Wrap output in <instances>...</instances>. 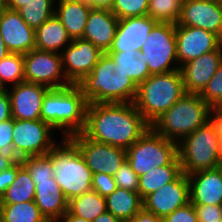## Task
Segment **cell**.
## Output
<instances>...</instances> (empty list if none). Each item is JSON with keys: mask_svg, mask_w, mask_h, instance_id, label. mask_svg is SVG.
<instances>
[{"mask_svg": "<svg viewBox=\"0 0 222 222\" xmlns=\"http://www.w3.org/2000/svg\"><path fill=\"white\" fill-rule=\"evenodd\" d=\"M150 127L132 103L88 104L86 138L127 150Z\"/></svg>", "mask_w": 222, "mask_h": 222, "instance_id": "1", "label": "cell"}, {"mask_svg": "<svg viewBox=\"0 0 222 222\" xmlns=\"http://www.w3.org/2000/svg\"><path fill=\"white\" fill-rule=\"evenodd\" d=\"M87 106L88 101L77 84L50 89L43 99L41 120L54 130H61L62 138H68L84 130Z\"/></svg>", "mask_w": 222, "mask_h": 222, "instance_id": "2", "label": "cell"}, {"mask_svg": "<svg viewBox=\"0 0 222 222\" xmlns=\"http://www.w3.org/2000/svg\"><path fill=\"white\" fill-rule=\"evenodd\" d=\"M114 68V61L104 53L90 74L77 84L88 104L135 101L138 86L129 76L114 74Z\"/></svg>", "mask_w": 222, "mask_h": 222, "instance_id": "3", "label": "cell"}, {"mask_svg": "<svg viewBox=\"0 0 222 222\" xmlns=\"http://www.w3.org/2000/svg\"><path fill=\"white\" fill-rule=\"evenodd\" d=\"M213 109L200 94L185 93L150 127L166 139L179 142L213 117Z\"/></svg>", "mask_w": 222, "mask_h": 222, "instance_id": "4", "label": "cell"}, {"mask_svg": "<svg viewBox=\"0 0 222 222\" xmlns=\"http://www.w3.org/2000/svg\"><path fill=\"white\" fill-rule=\"evenodd\" d=\"M186 93L180 70L150 75L138 86L134 104L151 125Z\"/></svg>", "mask_w": 222, "mask_h": 222, "instance_id": "5", "label": "cell"}, {"mask_svg": "<svg viewBox=\"0 0 222 222\" xmlns=\"http://www.w3.org/2000/svg\"><path fill=\"white\" fill-rule=\"evenodd\" d=\"M52 149V166L56 182L68 201L92 190L93 173L77 147L62 138Z\"/></svg>", "mask_w": 222, "mask_h": 222, "instance_id": "6", "label": "cell"}, {"mask_svg": "<svg viewBox=\"0 0 222 222\" xmlns=\"http://www.w3.org/2000/svg\"><path fill=\"white\" fill-rule=\"evenodd\" d=\"M218 132L217 118L213 115L204 125L178 142V158L183 173L190 175L220 166Z\"/></svg>", "mask_w": 222, "mask_h": 222, "instance_id": "7", "label": "cell"}, {"mask_svg": "<svg viewBox=\"0 0 222 222\" xmlns=\"http://www.w3.org/2000/svg\"><path fill=\"white\" fill-rule=\"evenodd\" d=\"M126 160L138 175L165 165H181L178 142L157 134L151 127L126 150Z\"/></svg>", "mask_w": 222, "mask_h": 222, "instance_id": "8", "label": "cell"}, {"mask_svg": "<svg viewBox=\"0 0 222 222\" xmlns=\"http://www.w3.org/2000/svg\"><path fill=\"white\" fill-rule=\"evenodd\" d=\"M175 29L174 23L157 22L146 38L140 52L151 75L180 70Z\"/></svg>", "mask_w": 222, "mask_h": 222, "instance_id": "9", "label": "cell"}, {"mask_svg": "<svg viewBox=\"0 0 222 222\" xmlns=\"http://www.w3.org/2000/svg\"><path fill=\"white\" fill-rule=\"evenodd\" d=\"M54 129L41 119H14L12 144L20 159L48 154L59 142L54 141Z\"/></svg>", "mask_w": 222, "mask_h": 222, "instance_id": "10", "label": "cell"}, {"mask_svg": "<svg viewBox=\"0 0 222 222\" xmlns=\"http://www.w3.org/2000/svg\"><path fill=\"white\" fill-rule=\"evenodd\" d=\"M24 78L50 89L71 85L63 71L61 54L38 49L24 54Z\"/></svg>", "mask_w": 222, "mask_h": 222, "instance_id": "11", "label": "cell"}, {"mask_svg": "<svg viewBox=\"0 0 222 222\" xmlns=\"http://www.w3.org/2000/svg\"><path fill=\"white\" fill-rule=\"evenodd\" d=\"M68 139L77 147L93 174L114 175L126 160V150L100 143L76 133Z\"/></svg>", "mask_w": 222, "mask_h": 222, "instance_id": "12", "label": "cell"}, {"mask_svg": "<svg viewBox=\"0 0 222 222\" xmlns=\"http://www.w3.org/2000/svg\"><path fill=\"white\" fill-rule=\"evenodd\" d=\"M103 54L104 52L90 41L73 39L61 52L62 67L67 80L71 84H78L90 74Z\"/></svg>", "mask_w": 222, "mask_h": 222, "instance_id": "13", "label": "cell"}, {"mask_svg": "<svg viewBox=\"0 0 222 222\" xmlns=\"http://www.w3.org/2000/svg\"><path fill=\"white\" fill-rule=\"evenodd\" d=\"M190 202V185L185 173L143 199V208L163 219Z\"/></svg>", "mask_w": 222, "mask_h": 222, "instance_id": "14", "label": "cell"}, {"mask_svg": "<svg viewBox=\"0 0 222 222\" xmlns=\"http://www.w3.org/2000/svg\"><path fill=\"white\" fill-rule=\"evenodd\" d=\"M177 62L181 67L205 53L216 51L221 46V38L213 32L176 24Z\"/></svg>", "mask_w": 222, "mask_h": 222, "instance_id": "15", "label": "cell"}, {"mask_svg": "<svg viewBox=\"0 0 222 222\" xmlns=\"http://www.w3.org/2000/svg\"><path fill=\"white\" fill-rule=\"evenodd\" d=\"M178 25L192 26L222 37V1L183 0Z\"/></svg>", "mask_w": 222, "mask_h": 222, "instance_id": "16", "label": "cell"}, {"mask_svg": "<svg viewBox=\"0 0 222 222\" xmlns=\"http://www.w3.org/2000/svg\"><path fill=\"white\" fill-rule=\"evenodd\" d=\"M0 34L9 53L24 55L36 49L35 30L17 10L4 8L0 11Z\"/></svg>", "mask_w": 222, "mask_h": 222, "instance_id": "17", "label": "cell"}, {"mask_svg": "<svg viewBox=\"0 0 222 222\" xmlns=\"http://www.w3.org/2000/svg\"><path fill=\"white\" fill-rule=\"evenodd\" d=\"M7 88L13 119H41V109L45 94L50 88L36 83L21 82Z\"/></svg>", "mask_w": 222, "mask_h": 222, "instance_id": "18", "label": "cell"}, {"mask_svg": "<svg viewBox=\"0 0 222 222\" xmlns=\"http://www.w3.org/2000/svg\"><path fill=\"white\" fill-rule=\"evenodd\" d=\"M156 23L148 15L119 19L115 37L107 52H140Z\"/></svg>", "mask_w": 222, "mask_h": 222, "instance_id": "19", "label": "cell"}, {"mask_svg": "<svg viewBox=\"0 0 222 222\" xmlns=\"http://www.w3.org/2000/svg\"><path fill=\"white\" fill-rule=\"evenodd\" d=\"M222 62V47L180 67L186 93L201 94Z\"/></svg>", "mask_w": 222, "mask_h": 222, "instance_id": "20", "label": "cell"}, {"mask_svg": "<svg viewBox=\"0 0 222 222\" xmlns=\"http://www.w3.org/2000/svg\"><path fill=\"white\" fill-rule=\"evenodd\" d=\"M193 205H222V167L187 175Z\"/></svg>", "mask_w": 222, "mask_h": 222, "instance_id": "21", "label": "cell"}, {"mask_svg": "<svg viewBox=\"0 0 222 222\" xmlns=\"http://www.w3.org/2000/svg\"><path fill=\"white\" fill-rule=\"evenodd\" d=\"M119 19L109 9L92 8L83 37L102 52L107 53L116 34Z\"/></svg>", "mask_w": 222, "mask_h": 222, "instance_id": "22", "label": "cell"}, {"mask_svg": "<svg viewBox=\"0 0 222 222\" xmlns=\"http://www.w3.org/2000/svg\"><path fill=\"white\" fill-rule=\"evenodd\" d=\"M35 183L34 202L48 222H57L68 211L65 197L55 177L48 180H33Z\"/></svg>", "mask_w": 222, "mask_h": 222, "instance_id": "23", "label": "cell"}, {"mask_svg": "<svg viewBox=\"0 0 222 222\" xmlns=\"http://www.w3.org/2000/svg\"><path fill=\"white\" fill-rule=\"evenodd\" d=\"M55 2L57 4L54 15L61 21L68 35L72 40L82 38L92 8L83 0H56Z\"/></svg>", "mask_w": 222, "mask_h": 222, "instance_id": "24", "label": "cell"}, {"mask_svg": "<svg viewBox=\"0 0 222 222\" xmlns=\"http://www.w3.org/2000/svg\"><path fill=\"white\" fill-rule=\"evenodd\" d=\"M35 37L36 49L59 54L72 42L65 27L55 15L35 30Z\"/></svg>", "mask_w": 222, "mask_h": 222, "instance_id": "25", "label": "cell"}, {"mask_svg": "<svg viewBox=\"0 0 222 222\" xmlns=\"http://www.w3.org/2000/svg\"><path fill=\"white\" fill-rule=\"evenodd\" d=\"M115 63L114 74L129 76L139 86L151 74L141 52H107Z\"/></svg>", "mask_w": 222, "mask_h": 222, "instance_id": "26", "label": "cell"}, {"mask_svg": "<svg viewBox=\"0 0 222 222\" xmlns=\"http://www.w3.org/2000/svg\"><path fill=\"white\" fill-rule=\"evenodd\" d=\"M107 211L123 222H129L143 208V199L138 192L117 187L106 197Z\"/></svg>", "mask_w": 222, "mask_h": 222, "instance_id": "27", "label": "cell"}, {"mask_svg": "<svg viewBox=\"0 0 222 222\" xmlns=\"http://www.w3.org/2000/svg\"><path fill=\"white\" fill-rule=\"evenodd\" d=\"M106 211V198L94 190L87 191L68 201V212L89 222Z\"/></svg>", "mask_w": 222, "mask_h": 222, "instance_id": "28", "label": "cell"}, {"mask_svg": "<svg viewBox=\"0 0 222 222\" xmlns=\"http://www.w3.org/2000/svg\"><path fill=\"white\" fill-rule=\"evenodd\" d=\"M182 173L181 165H165L139 176L138 193L142 199L163 185L174 181Z\"/></svg>", "mask_w": 222, "mask_h": 222, "instance_id": "29", "label": "cell"}, {"mask_svg": "<svg viewBox=\"0 0 222 222\" xmlns=\"http://www.w3.org/2000/svg\"><path fill=\"white\" fill-rule=\"evenodd\" d=\"M35 196V183L27 169L22 166L15 180L1 196L0 203H22L33 201Z\"/></svg>", "mask_w": 222, "mask_h": 222, "instance_id": "30", "label": "cell"}, {"mask_svg": "<svg viewBox=\"0 0 222 222\" xmlns=\"http://www.w3.org/2000/svg\"><path fill=\"white\" fill-rule=\"evenodd\" d=\"M0 222H48L33 201L0 203Z\"/></svg>", "mask_w": 222, "mask_h": 222, "instance_id": "31", "label": "cell"}, {"mask_svg": "<svg viewBox=\"0 0 222 222\" xmlns=\"http://www.w3.org/2000/svg\"><path fill=\"white\" fill-rule=\"evenodd\" d=\"M56 0H29L17 11L34 30L54 15Z\"/></svg>", "mask_w": 222, "mask_h": 222, "instance_id": "32", "label": "cell"}, {"mask_svg": "<svg viewBox=\"0 0 222 222\" xmlns=\"http://www.w3.org/2000/svg\"><path fill=\"white\" fill-rule=\"evenodd\" d=\"M24 55L10 53L0 61V86L7 89L11 86L24 82Z\"/></svg>", "mask_w": 222, "mask_h": 222, "instance_id": "33", "label": "cell"}, {"mask_svg": "<svg viewBox=\"0 0 222 222\" xmlns=\"http://www.w3.org/2000/svg\"><path fill=\"white\" fill-rule=\"evenodd\" d=\"M183 0H149L147 15L157 22L176 24Z\"/></svg>", "mask_w": 222, "mask_h": 222, "instance_id": "34", "label": "cell"}, {"mask_svg": "<svg viewBox=\"0 0 222 222\" xmlns=\"http://www.w3.org/2000/svg\"><path fill=\"white\" fill-rule=\"evenodd\" d=\"M21 162L33 180H48L55 177L52 166V150L48 154L22 158Z\"/></svg>", "mask_w": 222, "mask_h": 222, "instance_id": "35", "label": "cell"}, {"mask_svg": "<svg viewBox=\"0 0 222 222\" xmlns=\"http://www.w3.org/2000/svg\"><path fill=\"white\" fill-rule=\"evenodd\" d=\"M149 0H114L111 12L118 18L145 16Z\"/></svg>", "mask_w": 222, "mask_h": 222, "instance_id": "36", "label": "cell"}, {"mask_svg": "<svg viewBox=\"0 0 222 222\" xmlns=\"http://www.w3.org/2000/svg\"><path fill=\"white\" fill-rule=\"evenodd\" d=\"M13 128V118L0 123V155L3 158H9L13 163H18L21 159L15 152L12 144Z\"/></svg>", "mask_w": 222, "mask_h": 222, "instance_id": "37", "label": "cell"}, {"mask_svg": "<svg viewBox=\"0 0 222 222\" xmlns=\"http://www.w3.org/2000/svg\"><path fill=\"white\" fill-rule=\"evenodd\" d=\"M200 96L212 109L222 102V62Z\"/></svg>", "mask_w": 222, "mask_h": 222, "instance_id": "38", "label": "cell"}, {"mask_svg": "<svg viewBox=\"0 0 222 222\" xmlns=\"http://www.w3.org/2000/svg\"><path fill=\"white\" fill-rule=\"evenodd\" d=\"M113 178L117 187L133 192L138 191L139 176L131 169L127 160L123 162Z\"/></svg>", "mask_w": 222, "mask_h": 222, "instance_id": "39", "label": "cell"}, {"mask_svg": "<svg viewBox=\"0 0 222 222\" xmlns=\"http://www.w3.org/2000/svg\"><path fill=\"white\" fill-rule=\"evenodd\" d=\"M117 186L112 175L105 173L93 174L92 190L96 191L102 197H107Z\"/></svg>", "mask_w": 222, "mask_h": 222, "instance_id": "40", "label": "cell"}, {"mask_svg": "<svg viewBox=\"0 0 222 222\" xmlns=\"http://www.w3.org/2000/svg\"><path fill=\"white\" fill-rule=\"evenodd\" d=\"M163 222H198L194 205L189 202L162 219Z\"/></svg>", "mask_w": 222, "mask_h": 222, "instance_id": "41", "label": "cell"}, {"mask_svg": "<svg viewBox=\"0 0 222 222\" xmlns=\"http://www.w3.org/2000/svg\"><path fill=\"white\" fill-rule=\"evenodd\" d=\"M198 221L222 219V205H194Z\"/></svg>", "mask_w": 222, "mask_h": 222, "instance_id": "42", "label": "cell"}, {"mask_svg": "<svg viewBox=\"0 0 222 222\" xmlns=\"http://www.w3.org/2000/svg\"><path fill=\"white\" fill-rule=\"evenodd\" d=\"M22 162L14 163L8 169L0 172V198L6 192L7 188L15 180L17 171L22 167Z\"/></svg>", "mask_w": 222, "mask_h": 222, "instance_id": "43", "label": "cell"}, {"mask_svg": "<svg viewBox=\"0 0 222 222\" xmlns=\"http://www.w3.org/2000/svg\"><path fill=\"white\" fill-rule=\"evenodd\" d=\"M11 118V106L7 89H2L0 91V123Z\"/></svg>", "mask_w": 222, "mask_h": 222, "instance_id": "44", "label": "cell"}, {"mask_svg": "<svg viewBox=\"0 0 222 222\" xmlns=\"http://www.w3.org/2000/svg\"><path fill=\"white\" fill-rule=\"evenodd\" d=\"M129 222H163L161 218L154 213L142 208L139 210Z\"/></svg>", "mask_w": 222, "mask_h": 222, "instance_id": "45", "label": "cell"}, {"mask_svg": "<svg viewBox=\"0 0 222 222\" xmlns=\"http://www.w3.org/2000/svg\"><path fill=\"white\" fill-rule=\"evenodd\" d=\"M85 1L91 8H99V9H111L114 0H83Z\"/></svg>", "mask_w": 222, "mask_h": 222, "instance_id": "46", "label": "cell"}, {"mask_svg": "<svg viewBox=\"0 0 222 222\" xmlns=\"http://www.w3.org/2000/svg\"><path fill=\"white\" fill-rule=\"evenodd\" d=\"M92 222H123V221L116 218L109 211H106L102 213L101 215L97 216Z\"/></svg>", "mask_w": 222, "mask_h": 222, "instance_id": "47", "label": "cell"}, {"mask_svg": "<svg viewBox=\"0 0 222 222\" xmlns=\"http://www.w3.org/2000/svg\"><path fill=\"white\" fill-rule=\"evenodd\" d=\"M219 163L222 167V121L217 119Z\"/></svg>", "mask_w": 222, "mask_h": 222, "instance_id": "48", "label": "cell"}, {"mask_svg": "<svg viewBox=\"0 0 222 222\" xmlns=\"http://www.w3.org/2000/svg\"><path fill=\"white\" fill-rule=\"evenodd\" d=\"M57 222H89L83 218L71 215L68 211Z\"/></svg>", "mask_w": 222, "mask_h": 222, "instance_id": "49", "label": "cell"}, {"mask_svg": "<svg viewBox=\"0 0 222 222\" xmlns=\"http://www.w3.org/2000/svg\"><path fill=\"white\" fill-rule=\"evenodd\" d=\"M29 0H6V8L18 10Z\"/></svg>", "mask_w": 222, "mask_h": 222, "instance_id": "50", "label": "cell"}, {"mask_svg": "<svg viewBox=\"0 0 222 222\" xmlns=\"http://www.w3.org/2000/svg\"><path fill=\"white\" fill-rule=\"evenodd\" d=\"M14 163L9 159V158H3L0 155V172L2 170L8 169L11 165H13Z\"/></svg>", "mask_w": 222, "mask_h": 222, "instance_id": "51", "label": "cell"}, {"mask_svg": "<svg viewBox=\"0 0 222 222\" xmlns=\"http://www.w3.org/2000/svg\"><path fill=\"white\" fill-rule=\"evenodd\" d=\"M9 51L7 50L5 43L3 41V38L0 34V61L5 58L7 55H9Z\"/></svg>", "mask_w": 222, "mask_h": 222, "instance_id": "52", "label": "cell"}, {"mask_svg": "<svg viewBox=\"0 0 222 222\" xmlns=\"http://www.w3.org/2000/svg\"><path fill=\"white\" fill-rule=\"evenodd\" d=\"M213 113H214V116L219 121H222V102L216 108L213 109Z\"/></svg>", "mask_w": 222, "mask_h": 222, "instance_id": "53", "label": "cell"}, {"mask_svg": "<svg viewBox=\"0 0 222 222\" xmlns=\"http://www.w3.org/2000/svg\"><path fill=\"white\" fill-rule=\"evenodd\" d=\"M6 8V0H0V11Z\"/></svg>", "mask_w": 222, "mask_h": 222, "instance_id": "54", "label": "cell"}, {"mask_svg": "<svg viewBox=\"0 0 222 222\" xmlns=\"http://www.w3.org/2000/svg\"><path fill=\"white\" fill-rule=\"evenodd\" d=\"M198 222H222V219L217 220V221H198Z\"/></svg>", "mask_w": 222, "mask_h": 222, "instance_id": "55", "label": "cell"}]
</instances>
